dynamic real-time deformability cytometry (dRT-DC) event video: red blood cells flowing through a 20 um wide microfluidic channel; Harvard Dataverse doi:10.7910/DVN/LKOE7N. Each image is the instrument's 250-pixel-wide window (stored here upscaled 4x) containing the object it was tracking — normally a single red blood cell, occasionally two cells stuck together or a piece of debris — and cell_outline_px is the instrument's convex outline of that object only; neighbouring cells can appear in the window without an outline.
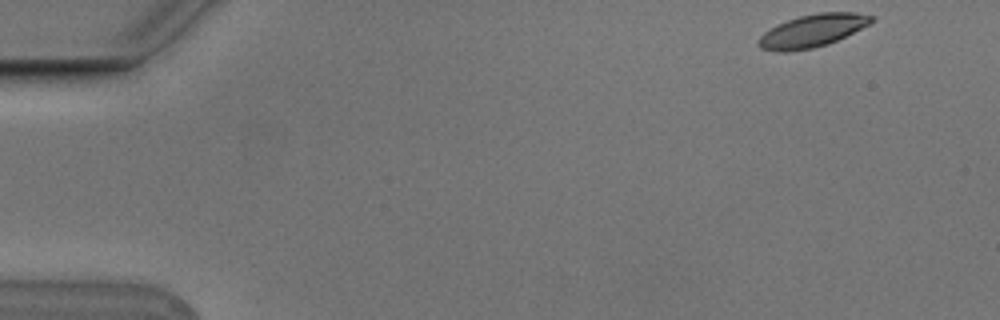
{"species": "Egyptian fruit bat (a non-hibernating species)", "species_latin": "Rousettus aegyptiacus", "temperature_condition": "cold", "stored_images_in_passage": 7, "camera_frame_rate_fps": 3000, "um_per_image_px": 0.085, "animal": {"sex": "male"}, "frame": {"image": 1, "passage_image": 1, "time_ms": 0.0, "image_size_px": [1000, 320], "cell_outline_px": [[876, 20], [828, 44], [812, 48], [788, 52], [776, 52], [760, 48], [756, 44], [756, 40], [764, 32], [776, 24], [800, 16], [820, 12], [852, 12], [872, 16]], "centroid_in_image_um": [68.97, 2.63], "position_along_channel_um": 16.0, "area_um2": 21.39}}
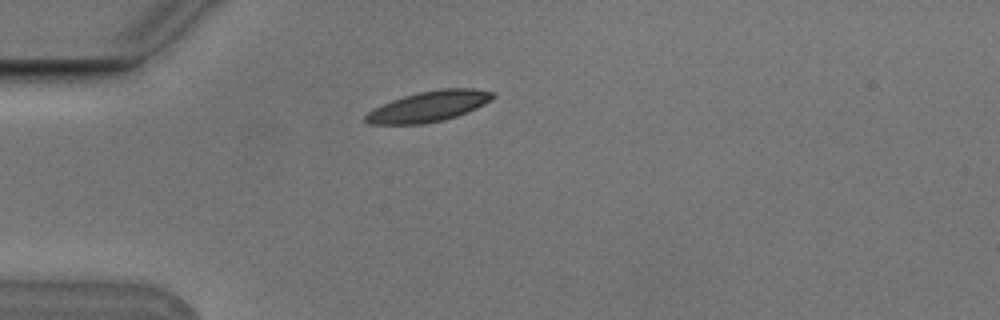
{"frame": {"image": 2, "passage_image": 4, "time_ms": 1.0, "image_size_px": [1000, 320], "cell_outline_px": [[496, 96], [492, 100], [468, 112], [444, 120], [424, 124], [368, 124], [364, 120], [364, 116], [372, 108], [392, 100], [404, 96], [420, 92], [440, 88], [476, 88], [492, 92]], "centroid_in_image_um": [36.44, 9.04], "position_along_channel_um": 48.6, "area_um2": 22.77}}
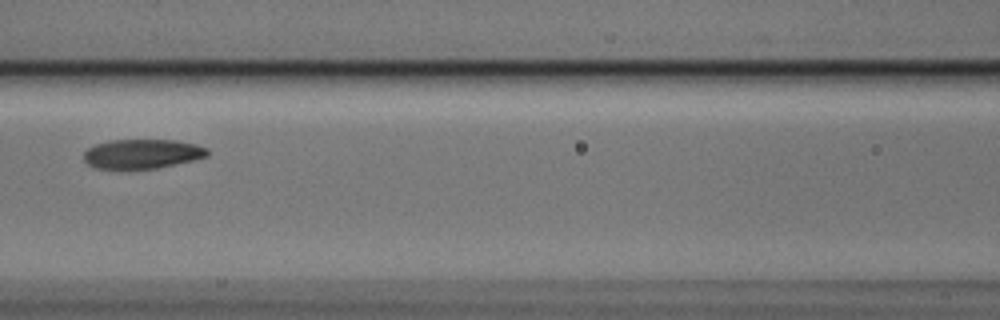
{"frame": {"image": 3, "passage_image": 7, "time_ms": 2.0, "image_size_px": [1000, 320], "cell_outline_px": [[208, 156], [176, 164], [156, 168], [96, 168], [88, 164], [84, 160], [84, 152], [88, 148], [96, 144], [108, 140], [176, 140], [196, 144], [208, 148]], "centroid_in_image_um": [12.1, 13.06], "position_along_channel_um": 154.5, "area_um2": 21.04}}